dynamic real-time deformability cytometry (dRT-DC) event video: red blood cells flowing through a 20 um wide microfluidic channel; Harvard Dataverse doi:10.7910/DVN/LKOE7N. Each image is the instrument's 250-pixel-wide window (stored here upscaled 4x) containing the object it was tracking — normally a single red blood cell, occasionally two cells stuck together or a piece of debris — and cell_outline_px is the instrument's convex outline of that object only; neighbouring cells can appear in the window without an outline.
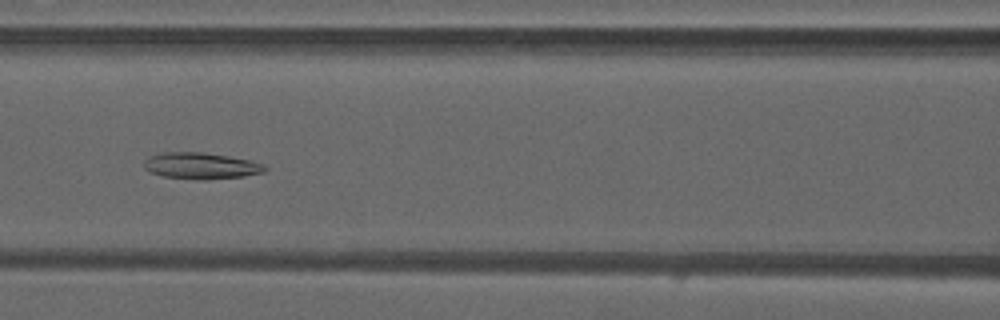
{"species": "common noctule bat (a hibernating species)", "species_latin": "Nyctalus noctula", "temperature_condition": "warm", "stored_images_in_passage": 48, "camera_frame_rate_fps": 3000, "um_per_image_px": 0.085, "animal": {"sex": "male", "forearm_length_mm": 52.5}, "frame": {"image": 1, "passage_image": 21, "time_ms": 6.667, "image_size_px": [1000, 320], "cell_outline_px": [[268, 168], [264, 172], [244, 176], [204, 180], [200, 180], [164, 176], [152, 172], [144, 168], [144, 160], [148, 156], [160, 152], [200, 152], [228, 156], [248, 160], [264, 164]], "centroid_in_image_um": [17.07, 14.09], "position_along_channel_um": 149.5, "area_um2": 18.55}}
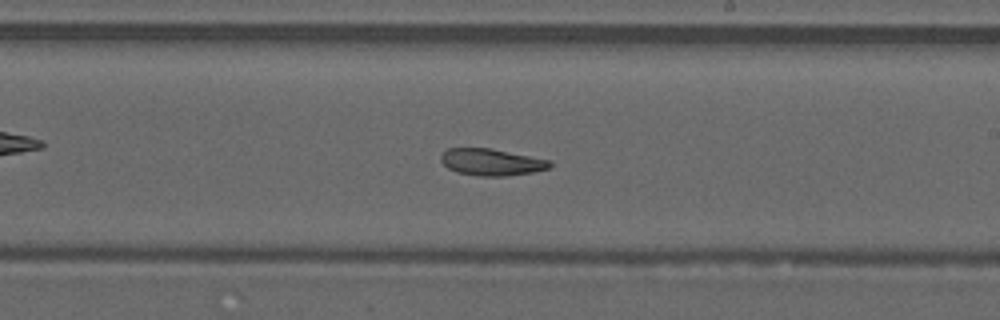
{"frame": {"image": 2, "passage_image": 28, "time_ms": 9.0, "image_size_px": [1000, 320], "cell_outline_px": [[552, 164], [548, 168], [532, 172], [504, 176], [480, 176], [456, 172], [448, 168], [440, 160], [440, 156], [448, 148], [492, 148], [552, 160]], "centroid_in_image_um": [41.78, 13.77], "position_along_channel_um": 247.2, "area_um2": 17.05}}
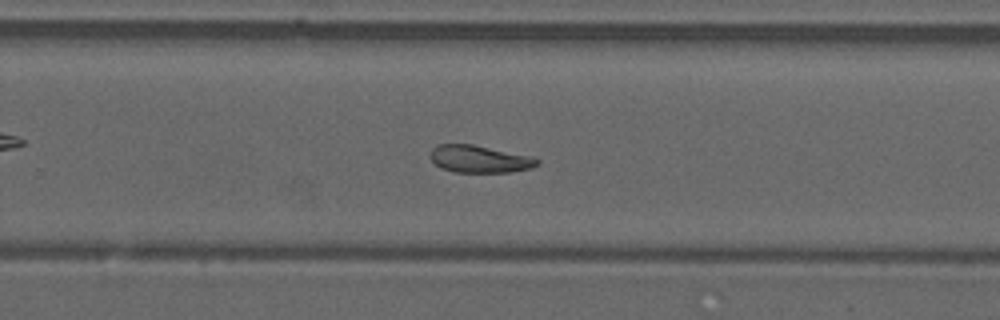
{"frame": {"image": 3, "passage_image": 31, "time_ms": 10.0, "image_size_px": [1000, 320], "cell_outline_px": [[540, 164], [532, 168], [512, 172], [452, 172], [440, 168], [428, 156], [428, 152], [436, 144], [472, 144], [524, 156], [540, 160]], "centroid_in_image_um": [40.66, 13.53], "position_along_channel_um": 289.1, "area_um2": 16.88}, "authors_computed_cell_mechanics": {"area_um2": 19.5364, "velocity_mm_per_s": 4.2011, "shape_relaxation_time_tau1_ms": null, "shape_relaxation_time_tau2_ms": 5.2401, "deformation_change_tau1": null, "deformation_change_tau2": 0.1263}}